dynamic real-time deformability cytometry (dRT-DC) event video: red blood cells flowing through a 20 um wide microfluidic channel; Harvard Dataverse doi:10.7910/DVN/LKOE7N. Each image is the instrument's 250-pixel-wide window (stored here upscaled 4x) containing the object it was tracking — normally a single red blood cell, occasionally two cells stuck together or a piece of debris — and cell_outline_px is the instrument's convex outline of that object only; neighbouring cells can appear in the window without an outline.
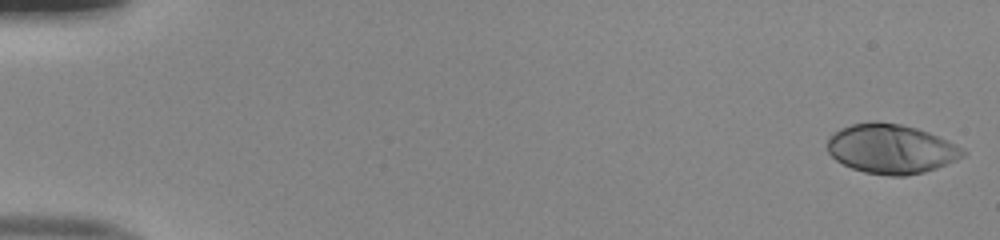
{"species": "human", "species_latin": "Homo sapiens", "temperature_condition": "room temperature", "stored_images_in_passage": 15, "camera_frame_rate_fps": 3000, "um_per_image_px": 0.085, "donor": {"sex": "male"}, "frame": {"image": 1, "passage_image": 1, "time_ms": 0.0, "image_size_px": [1000, 240], "cell_outline_px": [[968, 152], [964, 156], [956, 160], [936, 168], [924, 172], [904, 176], [888, 176], [864, 172], [852, 168], [836, 160], [828, 152], [828, 140], [840, 128], [852, 124], [876, 120], [900, 124], [916, 128], [928, 132], [948, 140], [956, 144]], "centroid_in_image_um": [75.76, 12.65], "position_along_channel_um": 9.2, "area_um2": 39.02}}
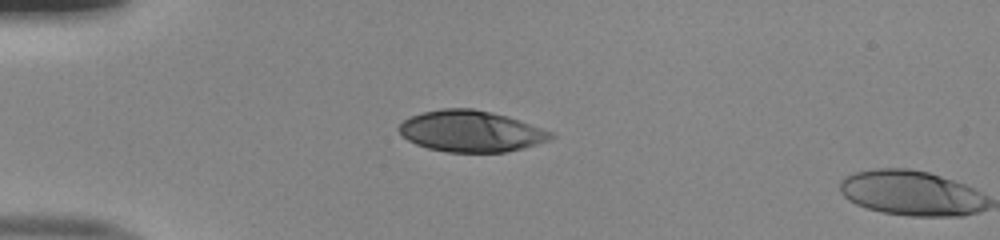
{"frame": {"image": 2, "passage_image": 14, "time_ms": 4.333, "image_size_px": [1000, 240], "cell_outline_px": [[556, 136], [548, 140], [524, 148], [504, 152], [448, 152], [428, 148], [416, 144], [408, 140], [396, 128], [408, 116], [440, 108], [472, 108], [492, 112], [508, 116], [520, 120], [552, 132]], "centroid_in_image_um": [40.02, 11.15], "position_along_channel_um": 45.0, "area_um2": 36.53}}